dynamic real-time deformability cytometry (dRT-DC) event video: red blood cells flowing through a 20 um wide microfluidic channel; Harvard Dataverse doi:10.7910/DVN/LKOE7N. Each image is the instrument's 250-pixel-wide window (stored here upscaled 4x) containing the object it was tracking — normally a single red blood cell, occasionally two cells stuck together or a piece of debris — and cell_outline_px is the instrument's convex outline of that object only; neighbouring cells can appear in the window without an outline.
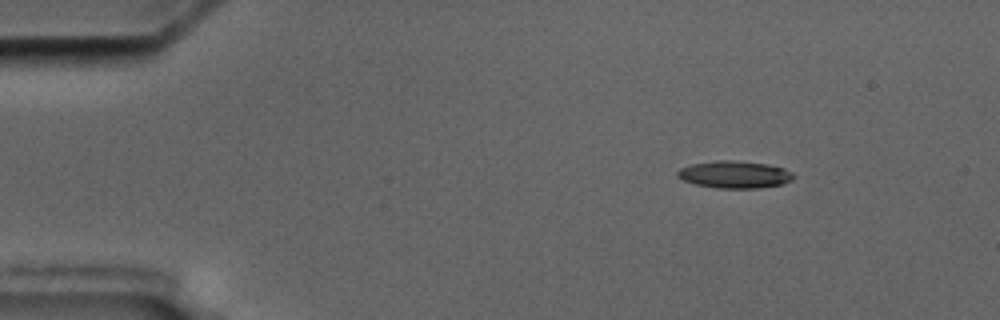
{"species": "common noctule bat (a hibernating species)", "species_latin": "Nyctalus noctula", "temperature_condition": "cold", "stored_images_in_passage": 6, "camera_frame_rate_fps": 3000, "um_per_image_px": 0.085, "animal": {"sex": "male", "body_mass_g": 17.5, "forearm_length_mm": 52.3}, "frame": {"image": 1, "passage_image": 1, "time_ms": 0.0, "image_size_px": [1000, 320], "cell_outline_px": [[796, 176], [792, 180], [780, 184], [760, 188], [716, 188], [696, 184], [684, 180], [676, 176], [676, 172], [680, 168], [692, 164], [716, 160], [732, 160], [768, 164], [784, 168], [792, 172]], "centroid_in_image_um": [62.45, 14.83], "position_along_channel_um": 22.6, "area_um2": 18.44}}
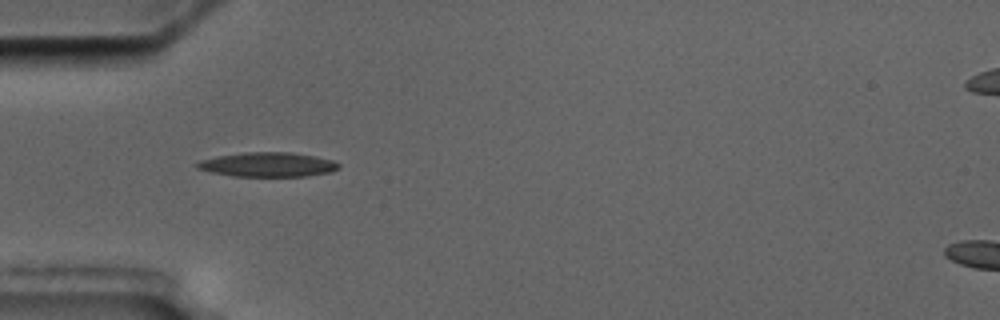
{"frame": {"image": 2, "passage_image": 4, "time_ms": 3.333, "image_size_px": [1000, 320], "cell_outline_px": [[340, 168], [332, 172], [304, 176], [232, 176], [212, 172], [196, 168], [196, 164], [200, 160], [216, 156], [244, 152], [292, 152], [332, 160], [340, 164]], "centroid_in_image_um": [22.76, 13.98], "position_along_channel_um": 62.2, "area_um2": 20.11}}
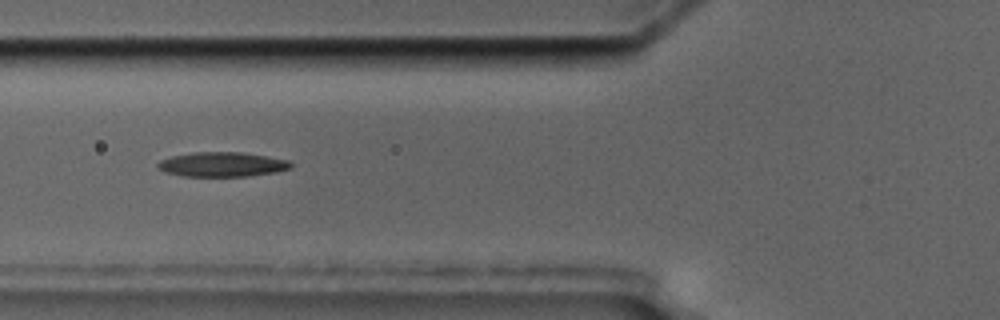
{"frame": {"image": 3, "passage_image": 5, "time_ms": 4.667, "image_size_px": [1000, 320], "cell_outline_px": [[292, 168], [276, 172], [248, 176], [184, 176], [164, 172], [156, 168], [156, 164], [160, 160], [172, 156], [192, 152], [244, 152], [268, 156], [288, 160], [292, 164]], "centroid_in_image_um": [18.87, 13.97], "position_along_channel_um": 106.9, "area_um2": 19.25}}